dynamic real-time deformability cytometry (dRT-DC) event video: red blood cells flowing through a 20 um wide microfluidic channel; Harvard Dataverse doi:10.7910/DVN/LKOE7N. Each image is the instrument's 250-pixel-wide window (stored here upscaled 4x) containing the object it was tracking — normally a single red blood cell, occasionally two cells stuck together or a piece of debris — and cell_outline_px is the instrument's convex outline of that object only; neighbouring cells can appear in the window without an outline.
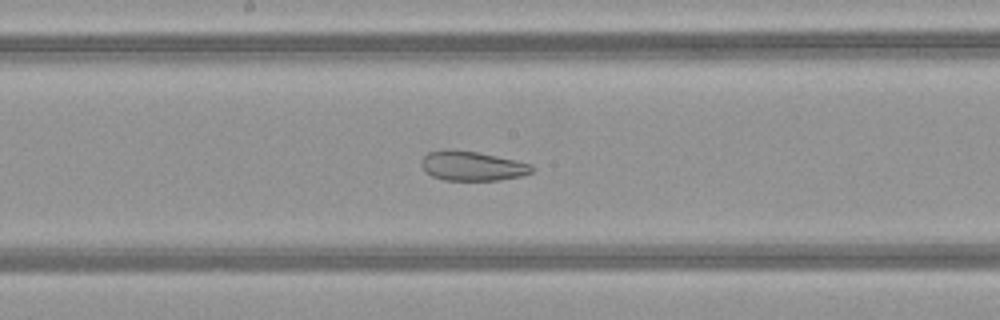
{"species": "common noctule bat (a hibernating species)", "species_latin": "Nyctalus noctula", "temperature_condition": "warm", "stored_images_in_passage": 50, "camera_frame_rate_fps": 3000, "um_per_image_px": 0.085, "animal": {"sex": "female", "body_mass_g": 21.9}, "frame": {"image": 1, "passage_image": 27, "time_ms": 8.667, "image_size_px": [1000, 320], "cell_outline_px": [[536, 168], [532, 172], [520, 176], [500, 180], [444, 180], [432, 176], [424, 172], [420, 164], [420, 160], [428, 152], [444, 148], [452, 148], [476, 152], [496, 156], [532, 164]], "centroid_in_image_um": [40.08, 14.09], "position_along_channel_um": 208.1, "area_um2": 19.31}}
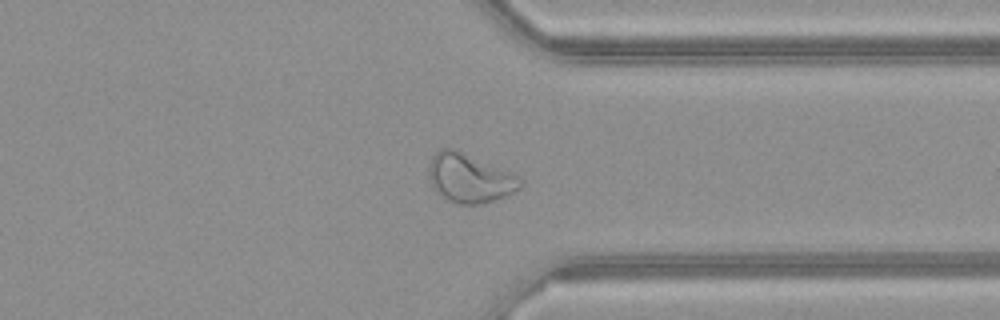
{"frame": {"image": 2, "passage_image": 39, "time_ms": 12.667, "image_size_px": [1000, 320], "cell_outline_px": [[524, 180], [520, 188], [496, 200], [480, 204], [460, 204], [448, 200], [436, 192], [432, 188], [428, 172], [428, 164], [432, 156], [440, 148], [452, 148], [512, 172], [520, 176]], "centroid_in_image_um": [39.91, 15.14], "position_along_channel_um": 371.5, "area_um2": 26.18}}
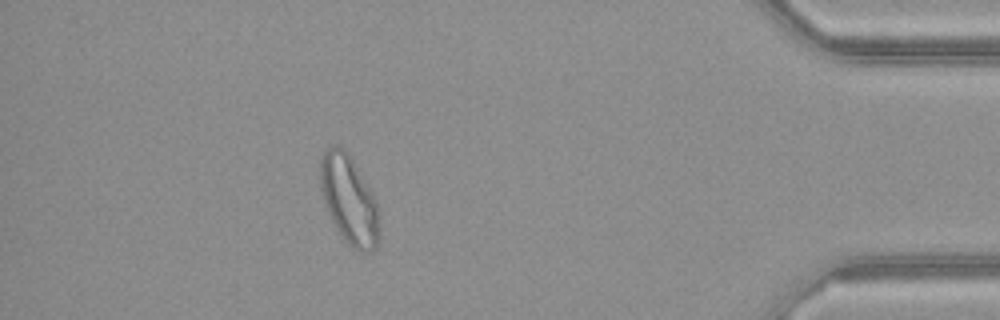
{"frame": {"image": 3, "passage_image": 45, "time_ms": 14.667, "image_size_px": [1000, 320], "cell_outline_px": [[380, 236], [376, 248], [372, 252], [360, 252], [352, 248], [344, 240], [336, 228], [324, 204], [320, 188], [320, 160], [324, 152], [328, 148], [336, 144], [344, 148], [348, 152], [372, 192], [376, 200], [380, 212]], "centroid_in_image_um": [29.7, 17.01], "position_along_channel_um": 405.5, "area_um2": 31.04}, "authors_computed_cell_mechanics": {"area_um2": 29.3046, "velocity_mm_per_s": 4.1274, "shape_relaxation_time_tau1_ms": null, "shape_relaxation_time_tau2_ms": 1.9261, "deformation_change_tau1": null, "deformation_change_tau2": 0.0843}}